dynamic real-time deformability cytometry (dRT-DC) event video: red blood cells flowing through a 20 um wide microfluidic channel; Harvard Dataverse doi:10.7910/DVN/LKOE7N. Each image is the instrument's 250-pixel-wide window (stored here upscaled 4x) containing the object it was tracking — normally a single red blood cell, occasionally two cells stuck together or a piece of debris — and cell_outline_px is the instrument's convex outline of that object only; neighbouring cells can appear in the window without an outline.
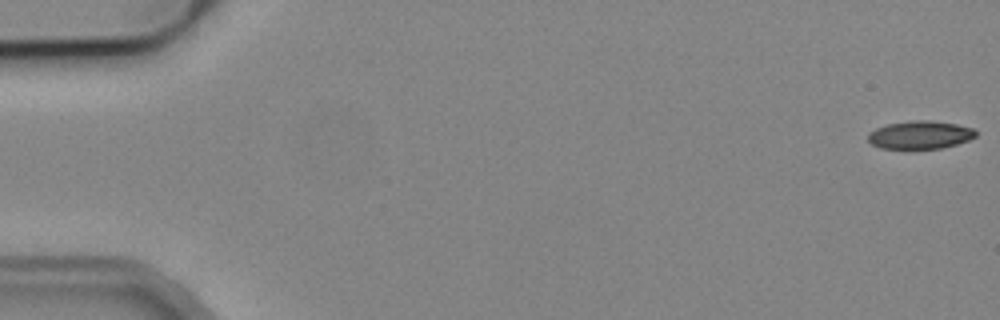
{"species": "common noctule bat (a hibernating species)", "species_latin": "Nyctalus noctula", "temperature_condition": "cold", "stored_images_in_passage": 5, "camera_frame_rate_fps": 3000, "um_per_image_px": 0.085, "animal": {"sex": "male", "body_mass_g": 19.2, "forearm_length_mm": 51.8}, "frame": {"image": 1, "passage_image": 1, "time_ms": 0.0, "image_size_px": [1000, 320], "cell_outline_px": [[976, 136], [968, 140], [956, 144], [940, 148], [880, 148], [872, 144], [868, 140], [868, 132], [876, 128], [888, 124], [912, 120], [928, 120], [956, 124], [972, 128], [976, 132]], "centroid_in_image_um": [78.18, 11.46], "position_along_channel_um": 6.8, "area_um2": 17.4}}
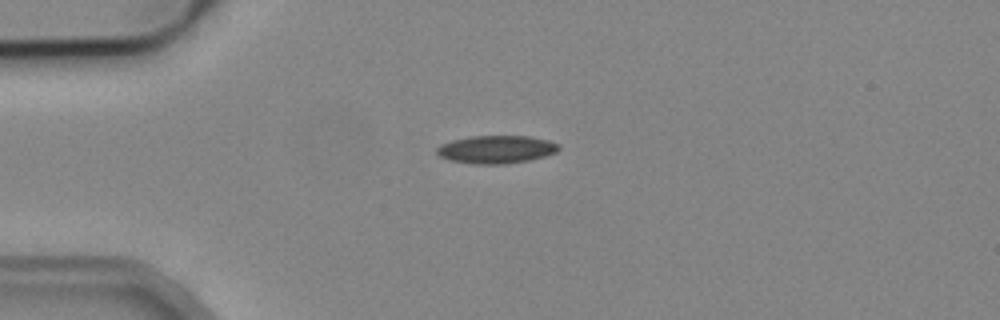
{"frame": {"image": 2, "passage_image": 4, "time_ms": 4.333, "image_size_px": [1000, 320], "cell_outline_px": [[560, 148], [556, 152], [544, 156], [528, 160], [504, 164], [476, 164], [448, 160], [440, 156], [436, 152], [436, 148], [440, 144], [452, 140], [472, 136], [528, 136], [548, 140], [560, 144]], "centroid_in_image_um": [42.17, 12.7], "position_along_channel_um": 42.8, "area_um2": 19.83}}